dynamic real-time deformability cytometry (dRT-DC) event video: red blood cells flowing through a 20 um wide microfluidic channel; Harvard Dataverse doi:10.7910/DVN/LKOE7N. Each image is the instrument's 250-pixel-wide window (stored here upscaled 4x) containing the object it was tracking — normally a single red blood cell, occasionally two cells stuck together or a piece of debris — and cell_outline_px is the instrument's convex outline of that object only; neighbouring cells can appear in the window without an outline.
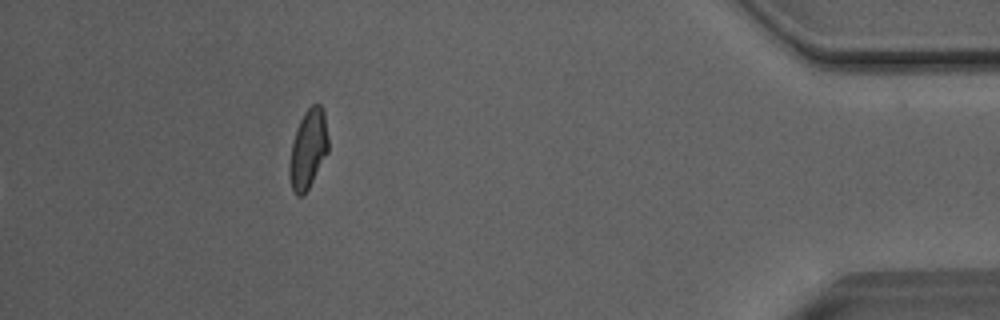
{"species": "Egyptian fruit bat (a non-hibernating species)", "species_latin": "Rousettus aegyptiacus", "temperature_condition": "room temperature", "stored_images_in_passage": 35, "camera_frame_rate_fps": 3000, "um_per_image_px": 0.085, "animal": {"sex": "male"}, "frame": {"image": 1, "passage_image": 35, "time_ms": 11.333, "image_size_px": [1000, 320], "cell_outline_px": [[328, 152], [304, 196], [296, 196], [292, 192], [288, 172], [288, 164], [292, 144], [296, 128], [304, 112], [312, 104], [320, 104], [324, 112], [328, 136]], "centroid_in_image_um": [26.17, 12.7], "position_along_channel_um": 409.0, "area_um2": 18.09}, "authors_computed_cell_mechanics": {"area_um2": 18.207, "velocity_mm_per_s": 4.0505, "shape_relaxation_time_tau1_ms": 7.1219, "shape_relaxation_time_tau2_ms": 1.5681, "deformation_change_tau1": 0.1988, "deformation_change_tau2": 0.0759}}